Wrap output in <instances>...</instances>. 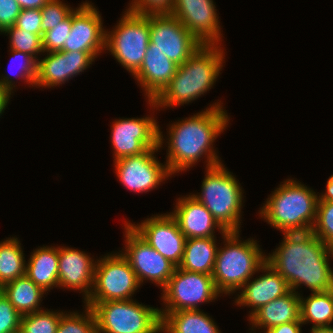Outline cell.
<instances>
[{
  "mask_svg": "<svg viewBox=\"0 0 333 333\" xmlns=\"http://www.w3.org/2000/svg\"><path fill=\"white\" fill-rule=\"evenodd\" d=\"M222 104L221 101L211 104L196 115L169 126L166 164L172 175L186 171L204 157L206 168L222 163L213 148L215 139L230 120Z\"/></svg>",
  "mask_w": 333,
  "mask_h": 333,
  "instance_id": "obj_1",
  "label": "cell"
},
{
  "mask_svg": "<svg viewBox=\"0 0 333 333\" xmlns=\"http://www.w3.org/2000/svg\"><path fill=\"white\" fill-rule=\"evenodd\" d=\"M283 241L266 262L272 266L295 291L305 285L311 292L333 289L326 244L309 232L282 233Z\"/></svg>",
  "mask_w": 333,
  "mask_h": 333,
  "instance_id": "obj_2",
  "label": "cell"
},
{
  "mask_svg": "<svg viewBox=\"0 0 333 333\" xmlns=\"http://www.w3.org/2000/svg\"><path fill=\"white\" fill-rule=\"evenodd\" d=\"M225 49L221 45H202L183 64L154 99L148 100L152 109L182 106L192 103L210 91L223 67Z\"/></svg>",
  "mask_w": 333,
  "mask_h": 333,
  "instance_id": "obj_3",
  "label": "cell"
},
{
  "mask_svg": "<svg viewBox=\"0 0 333 333\" xmlns=\"http://www.w3.org/2000/svg\"><path fill=\"white\" fill-rule=\"evenodd\" d=\"M299 182L284 180L258 212L270 226L283 233L312 231L316 221L318 195Z\"/></svg>",
  "mask_w": 333,
  "mask_h": 333,
  "instance_id": "obj_4",
  "label": "cell"
},
{
  "mask_svg": "<svg viewBox=\"0 0 333 333\" xmlns=\"http://www.w3.org/2000/svg\"><path fill=\"white\" fill-rule=\"evenodd\" d=\"M239 235V231L226 232L222 235L224 246L217 249L212 277L222 295L239 291L266 262L257 241L253 238L242 241Z\"/></svg>",
  "mask_w": 333,
  "mask_h": 333,
  "instance_id": "obj_5",
  "label": "cell"
},
{
  "mask_svg": "<svg viewBox=\"0 0 333 333\" xmlns=\"http://www.w3.org/2000/svg\"><path fill=\"white\" fill-rule=\"evenodd\" d=\"M223 163L206 168L199 195L192 194L228 231H239L243 189Z\"/></svg>",
  "mask_w": 333,
  "mask_h": 333,
  "instance_id": "obj_6",
  "label": "cell"
},
{
  "mask_svg": "<svg viewBox=\"0 0 333 333\" xmlns=\"http://www.w3.org/2000/svg\"><path fill=\"white\" fill-rule=\"evenodd\" d=\"M84 303L95 315L97 333H161L158 307L133 299Z\"/></svg>",
  "mask_w": 333,
  "mask_h": 333,
  "instance_id": "obj_7",
  "label": "cell"
},
{
  "mask_svg": "<svg viewBox=\"0 0 333 333\" xmlns=\"http://www.w3.org/2000/svg\"><path fill=\"white\" fill-rule=\"evenodd\" d=\"M114 28L105 30V50L133 75L141 67L150 43L149 14L126 9Z\"/></svg>",
  "mask_w": 333,
  "mask_h": 333,
  "instance_id": "obj_8",
  "label": "cell"
},
{
  "mask_svg": "<svg viewBox=\"0 0 333 333\" xmlns=\"http://www.w3.org/2000/svg\"><path fill=\"white\" fill-rule=\"evenodd\" d=\"M140 285L129 261L121 252L110 253L97 259L93 289L84 302L131 300Z\"/></svg>",
  "mask_w": 333,
  "mask_h": 333,
  "instance_id": "obj_9",
  "label": "cell"
},
{
  "mask_svg": "<svg viewBox=\"0 0 333 333\" xmlns=\"http://www.w3.org/2000/svg\"><path fill=\"white\" fill-rule=\"evenodd\" d=\"M162 290L165 307L160 308V312L199 310L198 304L212 302L221 295L212 275L189 272L179 267Z\"/></svg>",
  "mask_w": 333,
  "mask_h": 333,
  "instance_id": "obj_10",
  "label": "cell"
},
{
  "mask_svg": "<svg viewBox=\"0 0 333 333\" xmlns=\"http://www.w3.org/2000/svg\"><path fill=\"white\" fill-rule=\"evenodd\" d=\"M152 116L116 119L112 123L113 161L139 155L148 148H161L165 140L161 127Z\"/></svg>",
  "mask_w": 333,
  "mask_h": 333,
  "instance_id": "obj_11",
  "label": "cell"
},
{
  "mask_svg": "<svg viewBox=\"0 0 333 333\" xmlns=\"http://www.w3.org/2000/svg\"><path fill=\"white\" fill-rule=\"evenodd\" d=\"M149 49H158L178 66L189 59L202 44L169 13L149 14Z\"/></svg>",
  "mask_w": 333,
  "mask_h": 333,
  "instance_id": "obj_12",
  "label": "cell"
},
{
  "mask_svg": "<svg viewBox=\"0 0 333 333\" xmlns=\"http://www.w3.org/2000/svg\"><path fill=\"white\" fill-rule=\"evenodd\" d=\"M125 249L121 254L129 261L139 283L145 280L162 289L167 285L176 266L152 248L125 222Z\"/></svg>",
  "mask_w": 333,
  "mask_h": 333,
  "instance_id": "obj_13",
  "label": "cell"
},
{
  "mask_svg": "<svg viewBox=\"0 0 333 333\" xmlns=\"http://www.w3.org/2000/svg\"><path fill=\"white\" fill-rule=\"evenodd\" d=\"M160 148H148L139 155L128 156L114 161L119 182L131 192L146 193L172 177L167 164L159 162L155 152ZM155 155V156H154Z\"/></svg>",
  "mask_w": 333,
  "mask_h": 333,
  "instance_id": "obj_14",
  "label": "cell"
},
{
  "mask_svg": "<svg viewBox=\"0 0 333 333\" xmlns=\"http://www.w3.org/2000/svg\"><path fill=\"white\" fill-rule=\"evenodd\" d=\"M128 225L152 248L178 267L182 261L186 237L170 213L156 214L141 224Z\"/></svg>",
  "mask_w": 333,
  "mask_h": 333,
  "instance_id": "obj_15",
  "label": "cell"
},
{
  "mask_svg": "<svg viewBox=\"0 0 333 333\" xmlns=\"http://www.w3.org/2000/svg\"><path fill=\"white\" fill-rule=\"evenodd\" d=\"M213 0H173L176 17L202 45H221L219 16Z\"/></svg>",
  "mask_w": 333,
  "mask_h": 333,
  "instance_id": "obj_16",
  "label": "cell"
},
{
  "mask_svg": "<svg viewBox=\"0 0 333 333\" xmlns=\"http://www.w3.org/2000/svg\"><path fill=\"white\" fill-rule=\"evenodd\" d=\"M38 59L35 87L51 88L64 84L92 65L102 52L53 51Z\"/></svg>",
  "mask_w": 333,
  "mask_h": 333,
  "instance_id": "obj_17",
  "label": "cell"
},
{
  "mask_svg": "<svg viewBox=\"0 0 333 333\" xmlns=\"http://www.w3.org/2000/svg\"><path fill=\"white\" fill-rule=\"evenodd\" d=\"M105 29L99 11L91 2H83L72 13V27L61 51L102 52Z\"/></svg>",
  "mask_w": 333,
  "mask_h": 333,
  "instance_id": "obj_18",
  "label": "cell"
},
{
  "mask_svg": "<svg viewBox=\"0 0 333 333\" xmlns=\"http://www.w3.org/2000/svg\"><path fill=\"white\" fill-rule=\"evenodd\" d=\"M58 287L83 292L84 301L91 295L96 261L85 251L58 247Z\"/></svg>",
  "mask_w": 333,
  "mask_h": 333,
  "instance_id": "obj_19",
  "label": "cell"
},
{
  "mask_svg": "<svg viewBox=\"0 0 333 333\" xmlns=\"http://www.w3.org/2000/svg\"><path fill=\"white\" fill-rule=\"evenodd\" d=\"M173 210L170 214L187 239L214 237V228L221 235L227 232L192 194L179 197Z\"/></svg>",
  "mask_w": 333,
  "mask_h": 333,
  "instance_id": "obj_20",
  "label": "cell"
},
{
  "mask_svg": "<svg viewBox=\"0 0 333 333\" xmlns=\"http://www.w3.org/2000/svg\"><path fill=\"white\" fill-rule=\"evenodd\" d=\"M259 271L264 272L263 275L246 282L234 301L237 306L252 307L249 317L263 305L291 290L286 280L267 262L259 268Z\"/></svg>",
  "mask_w": 333,
  "mask_h": 333,
  "instance_id": "obj_21",
  "label": "cell"
},
{
  "mask_svg": "<svg viewBox=\"0 0 333 333\" xmlns=\"http://www.w3.org/2000/svg\"><path fill=\"white\" fill-rule=\"evenodd\" d=\"M178 65L165 53L147 47L141 67L133 74L137 83L143 88L148 100H154L168 85Z\"/></svg>",
  "mask_w": 333,
  "mask_h": 333,
  "instance_id": "obj_22",
  "label": "cell"
},
{
  "mask_svg": "<svg viewBox=\"0 0 333 333\" xmlns=\"http://www.w3.org/2000/svg\"><path fill=\"white\" fill-rule=\"evenodd\" d=\"M300 293L290 290L255 311L250 317L251 331L258 327L264 332L272 327L291 321H301Z\"/></svg>",
  "mask_w": 333,
  "mask_h": 333,
  "instance_id": "obj_23",
  "label": "cell"
},
{
  "mask_svg": "<svg viewBox=\"0 0 333 333\" xmlns=\"http://www.w3.org/2000/svg\"><path fill=\"white\" fill-rule=\"evenodd\" d=\"M58 246L39 247L26 263L25 275L45 292L58 287Z\"/></svg>",
  "mask_w": 333,
  "mask_h": 333,
  "instance_id": "obj_24",
  "label": "cell"
},
{
  "mask_svg": "<svg viewBox=\"0 0 333 333\" xmlns=\"http://www.w3.org/2000/svg\"><path fill=\"white\" fill-rule=\"evenodd\" d=\"M161 332L165 333H221L207 313L203 310H180L160 312Z\"/></svg>",
  "mask_w": 333,
  "mask_h": 333,
  "instance_id": "obj_25",
  "label": "cell"
},
{
  "mask_svg": "<svg viewBox=\"0 0 333 333\" xmlns=\"http://www.w3.org/2000/svg\"><path fill=\"white\" fill-rule=\"evenodd\" d=\"M217 237L186 239L184 254L179 268L212 275L218 245Z\"/></svg>",
  "mask_w": 333,
  "mask_h": 333,
  "instance_id": "obj_26",
  "label": "cell"
},
{
  "mask_svg": "<svg viewBox=\"0 0 333 333\" xmlns=\"http://www.w3.org/2000/svg\"><path fill=\"white\" fill-rule=\"evenodd\" d=\"M0 290L21 315L42 310L40 303L46 292L26 275L5 284Z\"/></svg>",
  "mask_w": 333,
  "mask_h": 333,
  "instance_id": "obj_27",
  "label": "cell"
},
{
  "mask_svg": "<svg viewBox=\"0 0 333 333\" xmlns=\"http://www.w3.org/2000/svg\"><path fill=\"white\" fill-rule=\"evenodd\" d=\"M301 322H312L315 327H331L333 323V289L312 292L307 298L300 296Z\"/></svg>",
  "mask_w": 333,
  "mask_h": 333,
  "instance_id": "obj_28",
  "label": "cell"
},
{
  "mask_svg": "<svg viewBox=\"0 0 333 333\" xmlns=\"http://www.w3.org/2000/svg\"><path fill=\"white\" fill-rule=\"evenodd\" d=\"M17 237L0 242V289L7 283L25 275L26 260Z\"/></svg>",
  "mask_w": 333,
  "mask_h": 333,
  "instance_id": "obj_29",
  "label": "cell"
},
{
  "mask_svg": "<svg viewBox=\"0 0 333 333\" xmlns=\"http://www.w3.org/2000/svg\"><path fill=\"white\" fill-rule=\"evenodd\" d=\"M62 311L40 310L22 315L20 323L21 333H56Z\"/></svg>",
  "mask_w": 333,
  "mask_h": 333,
  "instance_id": "obj_30",
  "label": "cell"
},
{
  "mask_svg": "<svg viewBox=\"0 0 333 333\" xmlns=\"http://www.w3.org/2000/svg\"><path fill=\"white\" fill-rule=\"evenodd\" d=\"M9 51L12 56V59L10 60L11 63L13 62V60L16 62L17 61L21 62L19 64L20 67H17L19 69V71L17 72L18 74L15 73L16 77H19V79L22 78L27 84L34 87L36 77H37L38 61L27 53H23L21 51H16V50H11V49ZM10 67L11 66H9V68ZM10 71L13 75L14 72H12L11 68H10ZM11 73H10V75L7 74L2 77L0 76V86L3 87L4 89L9 90L11 93H13L12 92V91H14L13 88H15L16 85H15V81L12 80L13 77L11 76Z\"/></svg>",
  "mask_w": 333,
  "mask_h": 333,
  "instance_id": "obj_31",
  "label": "cell"
},
{
  "mask_svg": "<svg viewBox=\"0 0 333 333\" xmlns=\"http://www.w3.org/2000/svg\"><path fill=\"white\" fill-rule=\"evenodd\" d=\"M85 309V314L64 312L56 333H97L95 315L90 307L85 306Z\"/></svg>",
  "mask_w": 333,
  "mask_h": 333,
  "instance_id": "obj_32",
  "label": "cell"
},
{
  "mask_svg": "<svg viewBox=\"0 0 333 333\" xmlns=\"http://www.w3.org/2000/svg\"><path fill=\"white\" fill-rule=\"evenodd\" d=\"M9 34L10 49L27 53L38 61V54L44 53L42 35L28 33L15 26L6 28L2 34ZM37 55V56H36Z\"/></svg>",
  "mask_w": 333,
  "mask_h": 333,
  "instance_id": "obj_33",
  "label": "cell"
},
{
  "mask_svg": "<svg viewBox=\"0 0 333 333\" xmlns=\"http://www.w3.org/2000/svg\"><path fill=\"white\" fill-rule=\"evenodd\" d=\"M312 233L325 244L333 239V201L317 202L316 221Z\"/></svg>",
  "mask_w": 333,
  "mask_h": 333,
  "instance_id": "obj_34",
  "label": "cell"
},
{
  "mask_svg": "<svg viewBox=\"0 0 333 333\" xmlns=\"http://www.w3.org/2000/svg\"><path fill=\"white\" fill-rule=\"evenodd\" d=\"M72 7L60 0H50L41 9L42 36L46 31L54 28L60 22L66 20L74 11Z\"/></svg>",
  "mask_w": 333,
  "mask_h": 333,
  "instance_id": "obj_35",
  "label": "cell"
},
{
  "mask_svg": "<svg viewBox=\"0 0 333 333\" xmlns=\"http://www.w3.org/2000/svg\"><path fill=\"white\" fill-rule=\"evenodd\" d=\"M72 27V14L54 28L43 33L42 47L45 52L61 51L70 34Z\"/></svg>",
  "mask_w": 333,
  "mask_h": 333,
  "instance_id": "obj_36",
  "label": "cell"
},
{
  "mask_svg": "<svg viewBox=\"0 0 333 333\" xmlns=\"http://www.w3.org/2000/svg\"><path fill=\"white\" fill-rule=\"evenodd\" d=\"M21 318L22 315L0 290V333H15L20 331Z\"/></svg>",
  "mask_w": 333,
  "mask_h": 333,
  "instance_id": "obj_37",
  "label": "cell"
},
{
  "mask_svg": "<svg viewBox=\"0 0 333 333\" xmlns=\"http://www.w3.org/2000/svg\"><path fill=\"white\" fill-rule=\"evenodd\" d=\"M173 0H132L127 10L137 14L170 13Z\"/></svg>",
  "mask_w": 333,
  "mask_h": 333,
  "instance_id": "obj_38",
  "label": "cell"
},
{
  "mask_svg": "<svg viewBox=\"0 0 333 333\" xmlns=\"http://www.w3.org/2000/svg\"><path fill=\"white\" fill-rule=\"evenodd\" d=\"M14 26L28 33L42 35V14L40 9H21Z\"/></svg>",
  "mask_w": 333,
  "mask_h": 333,
  "instance_id": "obj_39",
  "label": "cell"
},
{
  "mask_svg": "<svg viewBox=\"0 0 333 333\" xmlns=\"http://www.w3.org/2000/svg\"><path fill=\"white\" fill-rule=\"evenodd\" d=\"M21 12V7L16 0H0V32L14 26Z\"/></svg>",
  "mask_w": 333,
  "mask_h": 333,
  "instance_id": "obj_40",
  "label": "cell"
},
{
  "mask_svg": "<svg viewBox=\"0 0 333 333\" xmlns=\"http://www.w3.org/2000/svg\"><path fill=\"white\" fill-rule=\"evenodd\" d=\"M301 321H291L266 330L264 333H302Z\"/></svg>",
  "mask_w": 333,
  "mask_h": 333,
  "instance_id": "obj_41",
  "label": "cell"
},
{
  "mask_svg": "<svg viewBox=\"0 0 333 333\" xmlns=\"http://www.w3.org/2000/svg\"><path fill=\"white\" fill-rule=\"evenodd\" d=\"M21 9H41L50 0H16Z\"/></svg>",
  "mask_w": 333,
  "mask_h": 333,
  "instance_id": "obj_42",
  "label": "cell"
},
{
  "mask_svg": "<svg viewBox=\"0 0 333 333\" xmlns=\"http://www.w3.org/2000/svg\"><path fill=\"white\" fill-rule=\"evenodd\" d=\"M325 191L324 194L319 195L318 202L333 201V175L329 177Z\"/></svg>",
  "mask_w": 333,
  "mask_h": 333,
  "instance_id": "obj_43",
  "label": "cell"
},
{
  "mask_svg": "<svg viewBox=\"0 0 333 333\" xmlns=\"http://www.w3.org/2000/svg\"><path fill=\"white\" fill-rule=\"evenodd\" d=\"M11 94L12 93L9 90L4 89L3 87L0 86V116L7 108Z\"/></svg>",
  "mask_w": 333,
  "mask_h": 333,
  "instance_id": "obj_44",
  "label": "cell"
},
{
  "mask_svg": "<svg viewBox=\"0 0 333 333\" xmlns=\"http://www.w3.org/2000/svg\"><path fill=\"white\" fill-rule=\"evenodd\" d=\"M311 333H333V325L331 327H315L311 328Z\"/></svg>",
  "mask_w": 333,
  "mask_h": 333,
  "instance_id": "obj_45",
  "label": "cell"
},
{
  "mask_svg": "<svg viewBox=\"0 0 333 333\" xmlns=\"http://www.w3.org/2000/svg\"><path fill=\"white\" fill-rule=\"evenodd\" d=\"M326 247L329 257H333V239L326 244Z\"/></svg>",
  "mask_w": 333,
  "mask_h": 333,
  "instance_id": "obj_46",
  "label": "cell"
}]
</instances>
